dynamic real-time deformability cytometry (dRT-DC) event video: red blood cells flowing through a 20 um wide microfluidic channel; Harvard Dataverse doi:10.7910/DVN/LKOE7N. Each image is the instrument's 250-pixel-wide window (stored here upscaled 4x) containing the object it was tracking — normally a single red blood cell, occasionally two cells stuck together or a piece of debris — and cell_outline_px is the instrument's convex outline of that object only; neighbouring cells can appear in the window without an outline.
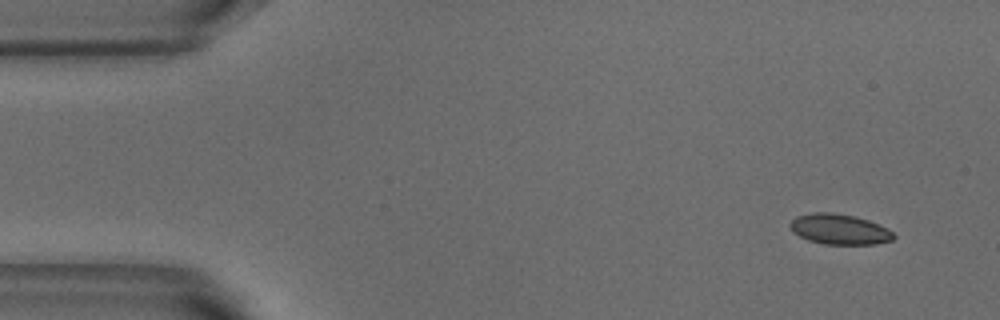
{"species": "common noctule bat (a hibernating species)", "species_latin": "Nyctalus noctula", "temperature_condition": "warm", "stored_images_in_passage": 4, "camera_frame_rate_fps": 3000, "um_per_image_px": 0.085, "animal": {"sex": "male", "body_mass_g": 18.8}, "frame": {"image": 1, "passage_image": 1, "time_ms": 0.0, "image_size_px": [1000, 320], "cell_outline_px": [[896, 236], [892, 240], [876, 244], [824, 244], [808, 240], [792, 232], [788, 224], [796, 216], [816, 212], [832, 212], [856, 216], [880, 224], [888, 228]], "centroid_in_image_um": [71.35, 19.48], "position_along_channel_um": 13.6, "area_um2": 18.5}}
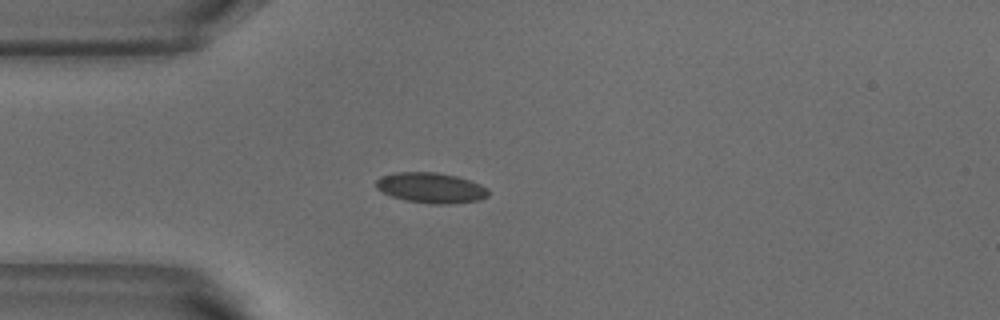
{"frame": {"image": 2, "passage_image": 4, "time_ms": 1.0, "image_size_px": [1000, 320], "cell_outline_px": [[488, 196], [480, 200], [452, 204], [432, 204], [404, 200], [392, 196], [376, 188], [376, 180], [380, 176], [396, 172], [436, 172], [456, 176], [480, 184], [488, 188]], "centroid_in_image_um": [36.63, 15.97], "position_along_channel_um": 48.4, "area_um2": 19.94}}